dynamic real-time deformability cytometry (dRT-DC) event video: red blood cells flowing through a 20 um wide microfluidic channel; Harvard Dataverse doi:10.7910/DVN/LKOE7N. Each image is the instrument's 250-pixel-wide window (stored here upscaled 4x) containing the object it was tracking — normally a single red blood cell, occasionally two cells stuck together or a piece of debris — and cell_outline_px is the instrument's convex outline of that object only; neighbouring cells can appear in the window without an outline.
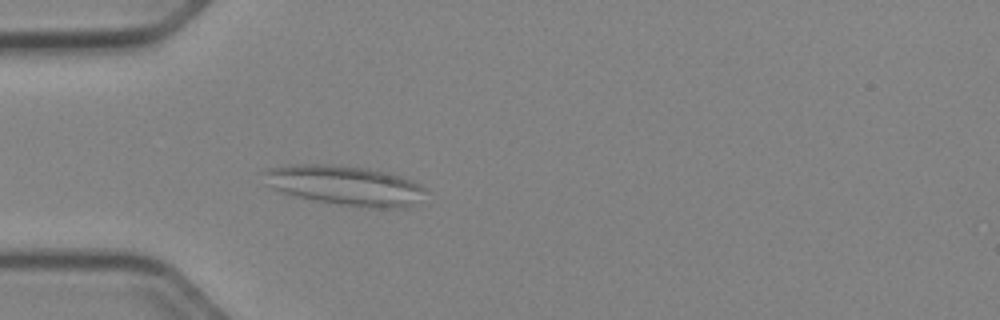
{"species": "Egyptian fruit bat (a non-hibernating species)", "species_latin": "Rousettus aegyptiacus", "temperature_condition": "cold", "stored_images_in_passage": 42, "camera_frame_rate_fps": 3000, "um_per_image_px": 0.085, "animal": {"sex": "female"}, "frame": {"image": 1, "passage_image": 5, "time_ms": 1.333, "image_size_px": [1000, 320], "cell_outline_px": [[424, 188], [420, 204], [408, 208], [368, 208], [312, 200], [284, 192], [272, 188], [264, 184], [260, 172], [268, 168], [292, 164], [328, 164], [368, 168], [388, 172], [412, 180], [420, 184]], "centroid_in_image_um": [29.32, 15.76], "position_along_channel_um": 55.7, "area_um2": 37.97}}
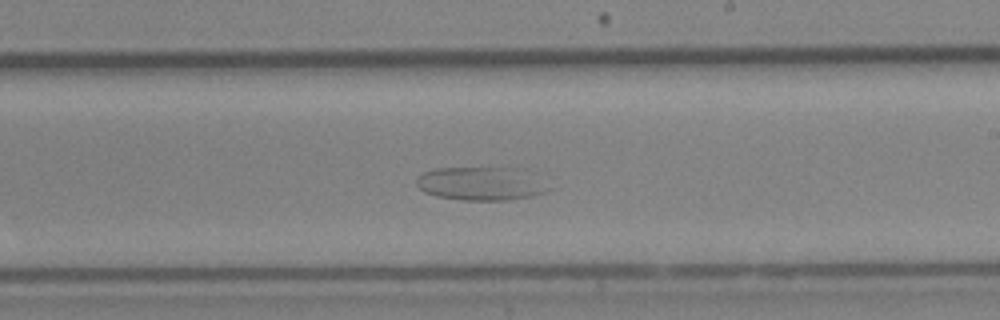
{"frame": {"image": 2, "passage_image": 21, "time_ms": 6.667, "image_size_px": [1000, 320], "cell_outline_px": [[552, 188], [544, 192], [532, 196], [508, 200], [460, 200], [436, 196], [424, 192], [416, 184], [416, 180], [424, 172], [436, 168], [516, 168]], "centroid_in_image_um": [40.81, 15.62], "position_along_channel_um": 248.2, "area_um2": 25.2}}
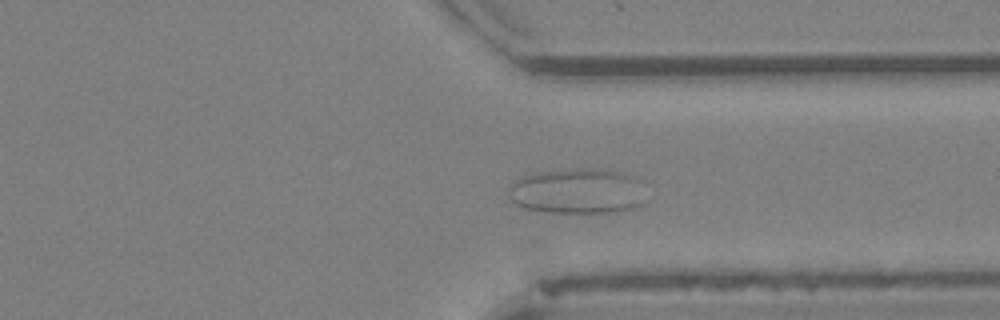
{"frame": {"image": 3, "passage_image": 30, "time_ms": 9.667, "image_size_px": [1000, 320], "cell_outline_px": [[648, 200], [644, 204], [632, 208], [616, 212], [548, 212], [524, 208], [516, 204], [512, 200], [508, 192], [508, 184], [512, 180], [520, 176], [536, 172], [580, 168], [592, 168], [640, 176], [644, 180]], "centroid_in_image_um": [49.16, 16.23], "position_along_channel_um": 362.2, "area_um2": 37.4}}